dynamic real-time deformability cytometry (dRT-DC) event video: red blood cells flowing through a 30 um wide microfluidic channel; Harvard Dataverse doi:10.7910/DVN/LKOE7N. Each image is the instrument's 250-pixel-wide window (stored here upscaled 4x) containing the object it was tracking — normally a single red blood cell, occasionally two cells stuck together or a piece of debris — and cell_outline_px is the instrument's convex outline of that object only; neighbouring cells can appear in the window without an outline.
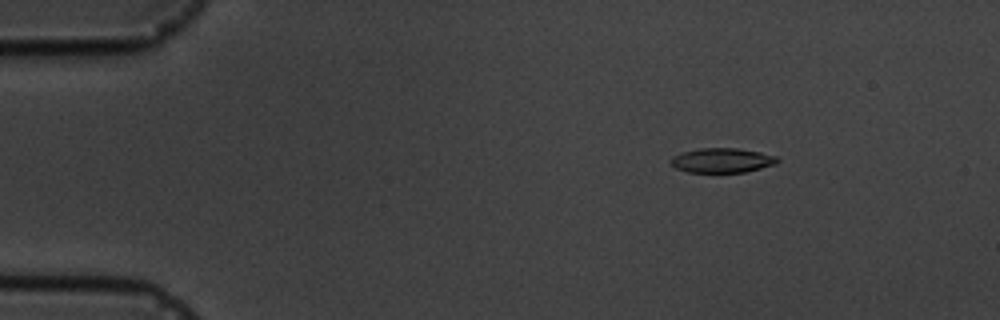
{"species": "common noctule bat (a hibernating species)", "species_latin": "Nyctalus noctula", "temperature_condition": "cold", "stored_images_in_passage": 8, "camera_frame_rate_fps": 3000, "um_per_image_px": 0.085, "animal": {"sex": "male", "body_mass_g": 19.5, "forearm_length_mm": 54.6}, "frame": {"image": 1, "passage_image": 3, "time_ms": 2.333, "image_size_px": [1000, 320], "cell_outline_px": [[780, 160], [776, 164], [744, 172], [688, 172], [676, 168], [668, 160], [672, 156], [680, 152], [700, 148], [736, 148], [760, 152], [776, 156]], "centroid_in_image_um": [61.34, 13.62], "position_along_channel_um": 23.7, "area_um2": 15.32}}
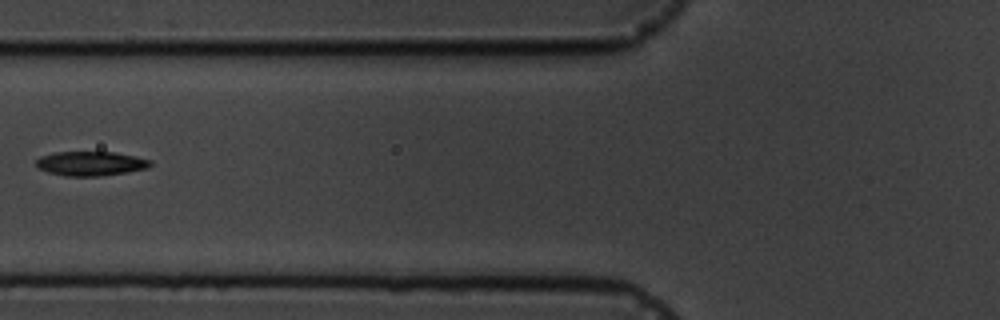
{"frame": {"image": 2, "passage_image": 7, "time_ms": 7.0, "image_size_px": [1000, 320], "cell_outline_px": [[152, 164], [148, 168], [128, 172], [100, 176], [64, 176], [48, 172], [40, 168], [36, 164], [36, 160], [40, 156], [56, 152], [116, 152], [136, 156], [152, 160]], "centroid_in_image_um": [7.75, 13.9], "position_along_channel_um": 118.1, "area_um2": 16.3}}
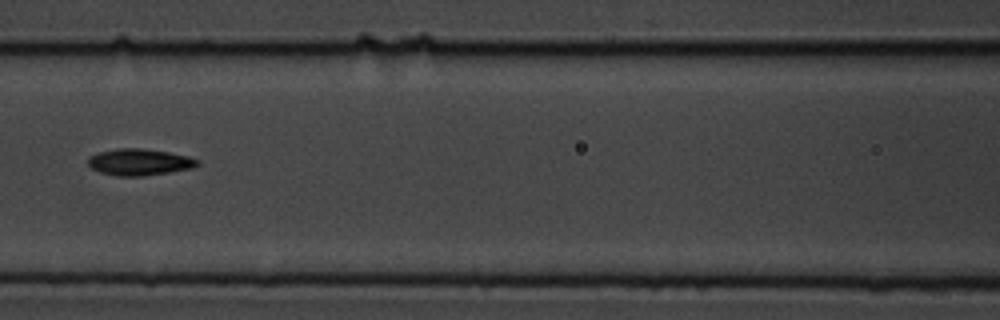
{"frame": {"image": 3, "passage_image": 8, "time_ms": 8.0, "image_size_px": [1000, 320], "cell_outline_px": [[200, 164], [192, 168], [168, 172], [140, 176], [116, 176], [100, 172], [92, 168], [88, 164], [88, 156], [100, 152], [120, 148], [140, 148], [168, 152], [188, 156], [200, 160]], "centroid_in_image_um": [11.85, 13.77], "position_along_channel_um": 154.7, "area_um2": 16.82}}